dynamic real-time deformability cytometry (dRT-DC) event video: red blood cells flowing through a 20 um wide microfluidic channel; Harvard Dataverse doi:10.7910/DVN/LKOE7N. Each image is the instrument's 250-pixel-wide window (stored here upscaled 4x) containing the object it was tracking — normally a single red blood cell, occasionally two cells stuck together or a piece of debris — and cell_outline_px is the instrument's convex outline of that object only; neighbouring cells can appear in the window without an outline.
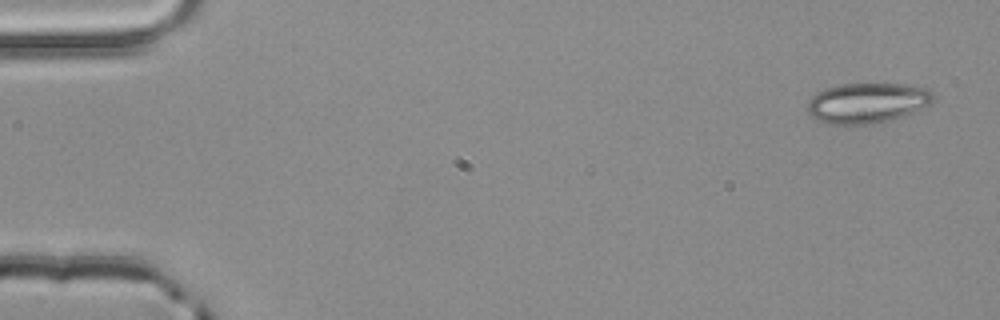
{"species": "common noctule bat (a hibernating species)", "species_latin": "Nyctalus noctula", "temperature_condition": "room temperature", "stored_images_in_passage": 4, "camera_frame_rate_fps": 3000, "um_per_image_px": 0.085, "animal": {"sex": "male", "body_mass_g": 20.4}, "frame": {"image": 1, "passage_image": 1, "time_ms": 0.0, "image_size_px": [1000, 320], "cell_outline_px": [[932, 104], [904, 116], [892, 120], [868, 124], [824, 124], [816, 120], [808, 112], [808, 100], [816, 92], [840, 84], [912, 84], [928, 88], [932, 92]], "centroid_in_image_um": [73.73, 8.75], "position_along_channel_um": 11.3, "area_um2": 29.77}}